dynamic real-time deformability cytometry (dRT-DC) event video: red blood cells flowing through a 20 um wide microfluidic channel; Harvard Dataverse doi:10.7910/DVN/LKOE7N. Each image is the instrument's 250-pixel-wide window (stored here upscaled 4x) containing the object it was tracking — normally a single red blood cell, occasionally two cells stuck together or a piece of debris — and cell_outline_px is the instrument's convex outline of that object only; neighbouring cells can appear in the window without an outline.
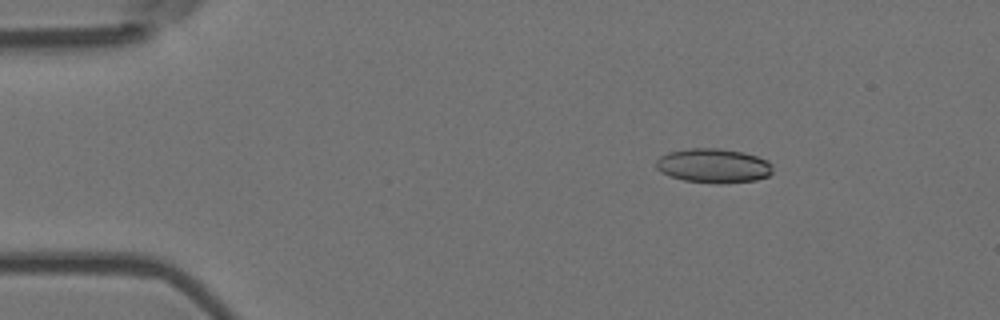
{"species": "Egyptian fruit bat (a non-hibernating species)", "species_latin": "Rousettus aegyptiacus", "temperature_condition": "room temperature", "stored_images_in_passage": 7, "camera_frame_rate_fps": 3000, "um_per_image_px": 0.085, "animal": {"sex": "female"}, "frame": {"image": 1, "passage_image": 3, "time_ms": 0.667, "image_size_px": [1000, 320], "cell_outline_px": [[772, 172], [768, 176], [756, 180], [720, 184], [684, 180], [660, 172], [656, 168], [656, 160], [660, 156], [668, 152], [688, 148], [720, 148], [744, 152], [768, 160], [772, 164]], "centroid_in_image_um": [60.65, 14.08], "position_along_channel_um": 24.3, "area_um2": 23.47}}
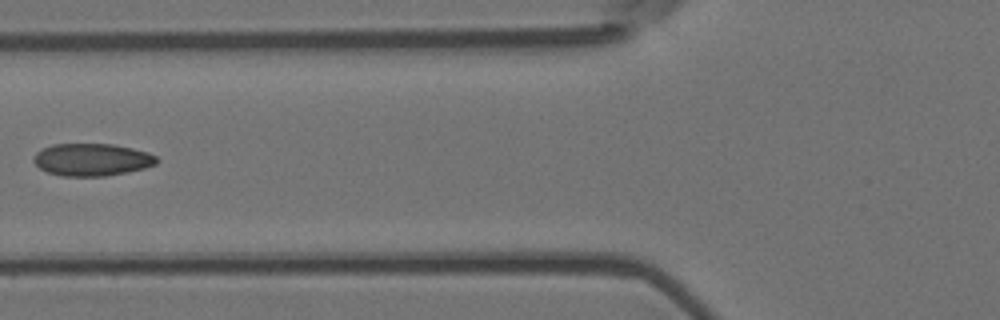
{"frame": {"image": 2, "passage_image": 6, "time_ms": 1.667, "image_size_px": [1000, 320], "cell_outline_px": [[160, 160], [156, 164], [144, 168], [128, 172], [104, 176], [60, 176], [48, 172], [40, 168], [32, 160], [36, 152], [40, 148], [52, 144], [116, 144], [148, 152], [156, 156]], "centroid_in_image_um": [7.81, 13.56], "position_along_channel_um": 118.0, "area_um2": 23.47}}
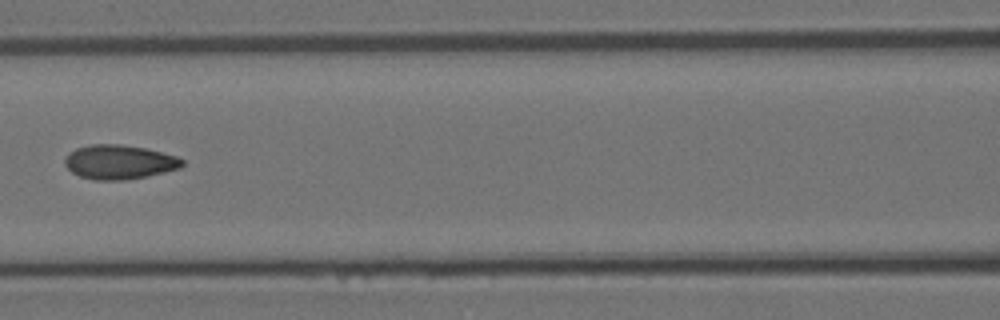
{"frame": {"image": 3, "passage_image": 7, "time_ms": 2.0, "image_size_px": [1000, 320], "cell_outline_px": [[184, 164], [180, 168], [164, 172], [124, 180], [92, 180], [80, 176], [72, 172], [64, 164], [64, 160], [76, 148], [92, 144], [120, 144], [144, 148], [176, 156], [184, 160]], "centroid_in_image_um": [10.13, 13.77], "position_along_channel_um": 156.5, "area_um2": 23.18}}